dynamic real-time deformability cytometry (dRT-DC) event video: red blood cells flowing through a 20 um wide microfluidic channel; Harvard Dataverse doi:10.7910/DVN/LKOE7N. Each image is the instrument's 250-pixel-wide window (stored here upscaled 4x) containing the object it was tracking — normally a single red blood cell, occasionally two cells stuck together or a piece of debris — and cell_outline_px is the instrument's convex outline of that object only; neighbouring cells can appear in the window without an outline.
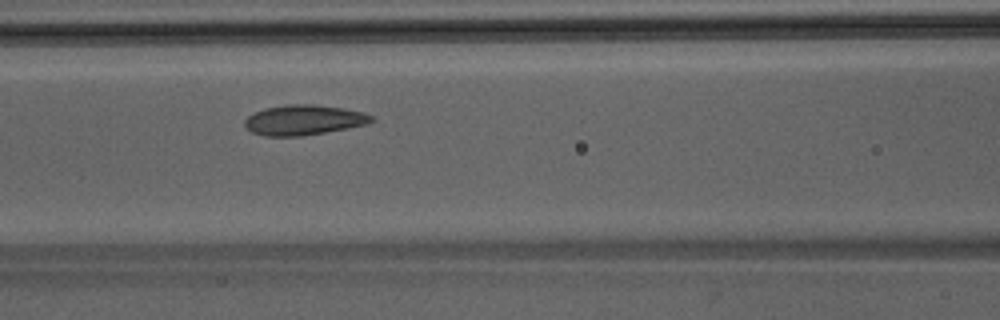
{"species": "Egyptian fruit bat (a non-hibernating species)", "species_latin": "Rousettus aegyptiacus", "temperature_condition": "room temperature", "stored_images_in_passage": 39, "camera_frame_rate_fps": 3000, "um_per_image_px": 0.085, "animal": {"sex": "male"}, "frame": {"image": 1, "passage_image": 12, "time_ms": 3.667, "image_size_px": [1000, 320], "cell_outline_px": [[376, 120], [368, 124], [348, 128], [300, 136], [264, 136], [252, 132], [244, 124], [244, 120], [248, 116], [264, 108], [288, 104], [312, 104], [344, 108], [364, 112], [372, 116]], "centroid_in_image_um": [25.85, 10.19], "position_along_channel_um": 140.8, "area_um2": 22.25}}
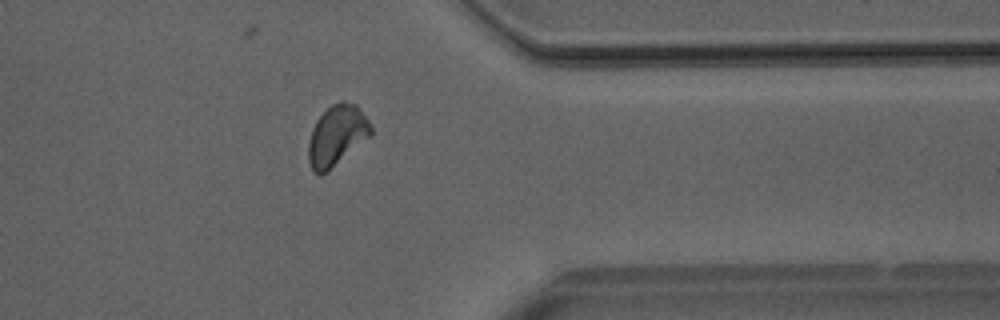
{"frame": {"image": 2, "passage_image": 30, "time_ms": 9.667, "image_size_px": [1000, 320], "cell_outline_px": [[372, 136], [320, 176], [312, 172], [308, 160], [308, 144], [312, 128], [316, 120], [332, 104], [340, 100], [344, 100], [356, 104], [360, 108], [368, 120], [372, 128]], "centroid_in_image_um": [28.63, 11.51], "position_along_channel_um": 382.8, "area_um2": 22.14}}
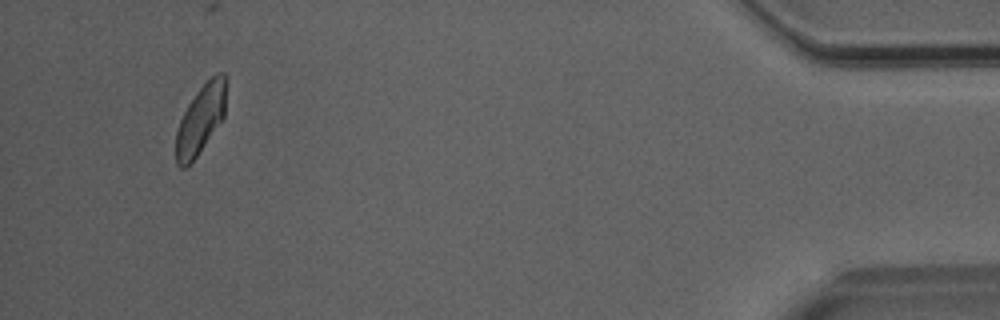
{"frame": {"image": 3, "passage_image": 37, "time_ms": 12.0, "image_size_px": [1000, 320], "cell_outline_px": [[228, 80], [224, 116], [196, 156], [184, 168], [180, 168], [176, 164], [176, 132], [180, 120], [188, 104], [196, 92], [216, 72], [224, 72], [228, 76]], "centroid_in_image_um": [17.09, 10.06], "position_along_channel_um": 418.1, "area_um2": 20.11}}